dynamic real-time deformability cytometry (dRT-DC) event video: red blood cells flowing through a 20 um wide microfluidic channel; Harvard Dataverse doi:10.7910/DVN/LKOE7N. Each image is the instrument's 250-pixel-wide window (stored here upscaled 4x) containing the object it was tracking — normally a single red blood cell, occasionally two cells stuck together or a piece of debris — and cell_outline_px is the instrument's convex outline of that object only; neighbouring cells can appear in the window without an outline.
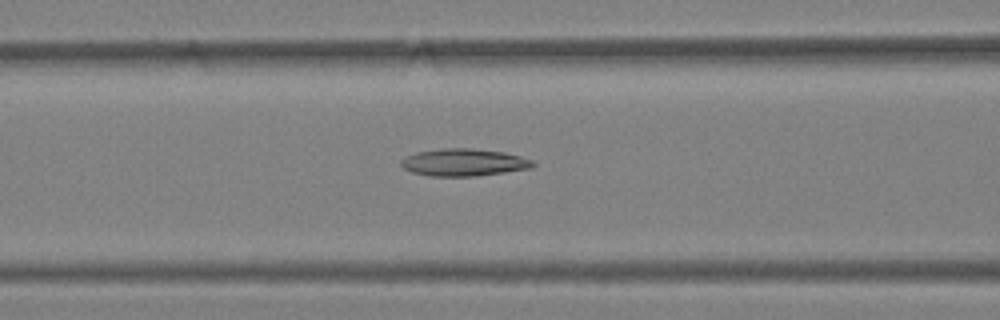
{"species": "Egyptian fruit bat (a non-hibernating species)", "species_latin": "Rousettus aegyptiacus", "temperature_condition": "warm", "stored_images_in_passage": 53, "camera_frame_rate_fps": 3000, "um_per_image_px": 0.085, "animal": {"sex": "female"}, "frame": {"image": 1, "passage_image": 23, "time_ms": 7.333, "image_size_px": [1000, 320], "cell_outline_px": [[536, 164], [532, 168], [476, 176], [428, 176], [412, 172], [404, 168], [400, 164], [400, 160], [404, 156], [416, 152], [444, 148], [468, 148], [504, 152], [520, 156], [532, 160]], "centroid_in_image_um": [39.4, 13.8], "position_along_channel_um": 127.2, "area_um2": 21.04}}
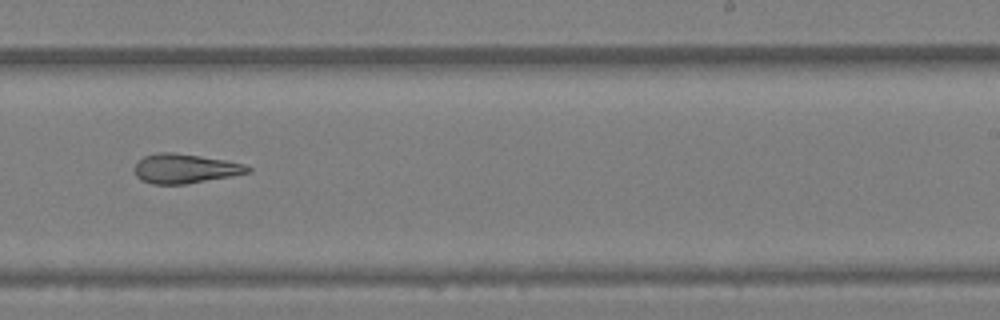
{"frame": {"image": 2, "passage_image": 34, "time_ms": 11.0, "image_size_px": [1000, 320], "cell_outline_px": [[252, 172], [232, 176], [184, 184], [152, 184], [140, 180], [136, 176], [132, 168], [136, 160], [144, 156], [156, 152], [172, 152], [228, 160], [244, 164], [252, 168]], "centroid_in_image_um": [15.69, 14.32], "position_along_channel_um": 273.3, "area_um2": 19.77}}
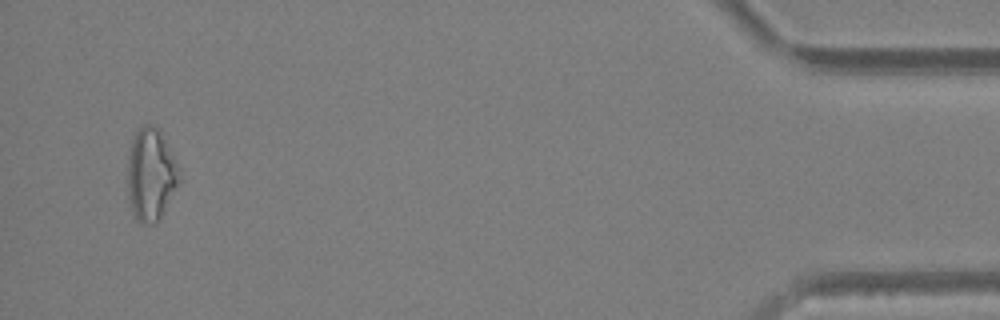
{"frame": {"image": 3, "passage_image": 51, "time_ms": 16.667, "image_size_px": [1000, 320], "cell_outline_px": [[180, 180], [160, 220], [156, 224], [144, 224], [132, 212], [128, 196], [128, 156], [132, 140], [136, 132], [144, 124], [152, 124], [160, 132], [176, 160], [180, 176]], "centroid_in_image_um": [12.83, 14.86], "position_along_channel_um": 422.4, "area_um2": 27.63}, "authors_computed_cell_mechanics": {"area_um2": 22.4842, "velocity_mm_per_s": 3.9953, "shape_relaxation_time_tau1_ms": null, "shape_relaxation_time_tau2_ms": 4.8832, "deformation_change_tau1": null, "deformation_change_tau2": 0.1656}}